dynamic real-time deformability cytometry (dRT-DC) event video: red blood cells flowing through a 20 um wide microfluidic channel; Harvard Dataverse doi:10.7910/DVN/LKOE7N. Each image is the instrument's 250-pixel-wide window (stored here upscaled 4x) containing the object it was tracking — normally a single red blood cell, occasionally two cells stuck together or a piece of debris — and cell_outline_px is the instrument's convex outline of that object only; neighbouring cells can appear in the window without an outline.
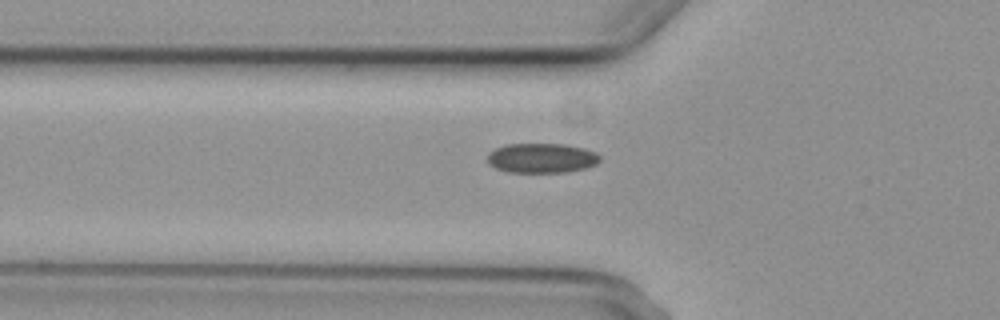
{"species": "common noctule bat (a hibernating species)", "species_latin": "Nyctalus noctula", "temperature_condition": "cold", "stored_images_in_passage": 3, "camera_frame_rate_fps": 3000, "um_per_image_px": 0.085, "animal": {"sex": "female", "body_mass_g": 29.2, "forearm_length_mm": 56.3}, "frame": {"image": 1, "passage_image": 3, "time_ms": 2.333, "image_size_px": [1000, 320], "cell_outline_px": [[600, 160], [596, 164], [584, 168], [568, 172], [508, 172], [496, 168], [488, 164], [488, 152], [504, 144], [564, 144], [584, 148], [596, 152], [600, 156]], "centroid_in_image_um": [46.03, 13.43], "position_along_channel_um": 79.8, "area_um2": 19.54}}